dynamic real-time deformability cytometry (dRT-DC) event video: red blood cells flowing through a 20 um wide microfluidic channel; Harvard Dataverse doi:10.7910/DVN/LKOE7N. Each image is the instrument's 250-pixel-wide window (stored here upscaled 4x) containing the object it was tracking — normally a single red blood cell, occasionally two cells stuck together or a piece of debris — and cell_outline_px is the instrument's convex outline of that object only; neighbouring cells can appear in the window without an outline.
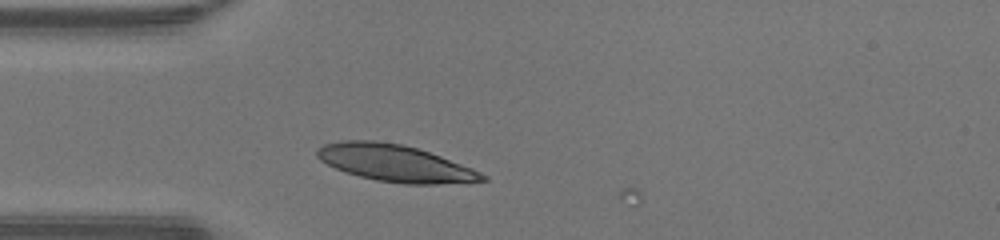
{"species": "human", "species_latin": "Homo sapiens", "temperature_condition": "warm", "stored_images_in_passage": 26, "camera_frame_rate_fps": 3000, "um_per_image_px": 0.085, "donor": {"sex": "male"}, "frame": {"image": 1, "passage_image": 1, "time_ms": 0.0, "image_size_px": [1000, 240], "cell_outline_px": [[488, 180], [436, 184], [404, 184], [376, 180], [344, 172], [320, 160], [316, 156], [316, 148], [324, 144], [344, 140], [372, 140], [400, 144], [416, 148], [440, 156], [472, 168], [488, 176]], "centroid_in_image_um": [33.55, 13.87], "position_along_channel_um": 51.4, "area_um2": 35.2}}
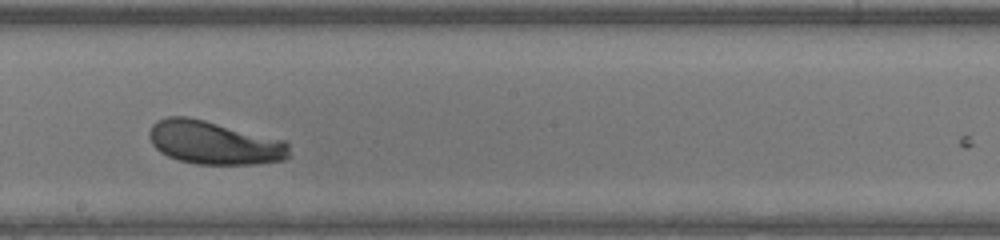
{"frame": {"image": 2, "passage_image": 14, "time_ms": 4.333, "image_size_px": [1000, 240], "cell_outline_px": [[292, 156], [284, 160], [256, 164], [196, 164], [180, 160], [168, 156], [160, 152], [152, 144], [148, 136], [148, 132], [152, 124], [156, 120], [168, 116], [188, 116], [284, 140], [288, 144]], "centroid_in_image_um": [18.19, 12.13], "position_along_channel_um": 230.0, "area_um2": 35.49}}
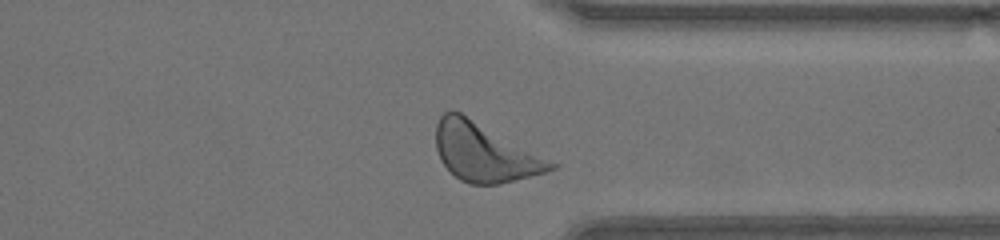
{"frame": {"image": 3, "passage_image": 24, "time_ms": 7.667, "image_size_px": [1000, 240], "cell_outline_px": [[556, 168], [544, 172], [500, 184], [468, 184], [460, 180], [440, 160], [436, 148], [436, 124], [440, 116], [448, 108], [452, 108], [460, 112], [556, 164]], "centroid_in_image_um": [41.1, 12.94], "position_along_channel_um": 370.3, "area_um2": 38.26}, "authors_computed_cell_mechanics": {"area_um2": 35.258, "velocity_mm_per_s": 4.2935, "shape_relaxation_time_tau1_ms": 2.4287, "shape_relaxation_time_tau2_ms": null, "deformation_change_tau1": 0.1502, "deformation_change_tau2": null}}